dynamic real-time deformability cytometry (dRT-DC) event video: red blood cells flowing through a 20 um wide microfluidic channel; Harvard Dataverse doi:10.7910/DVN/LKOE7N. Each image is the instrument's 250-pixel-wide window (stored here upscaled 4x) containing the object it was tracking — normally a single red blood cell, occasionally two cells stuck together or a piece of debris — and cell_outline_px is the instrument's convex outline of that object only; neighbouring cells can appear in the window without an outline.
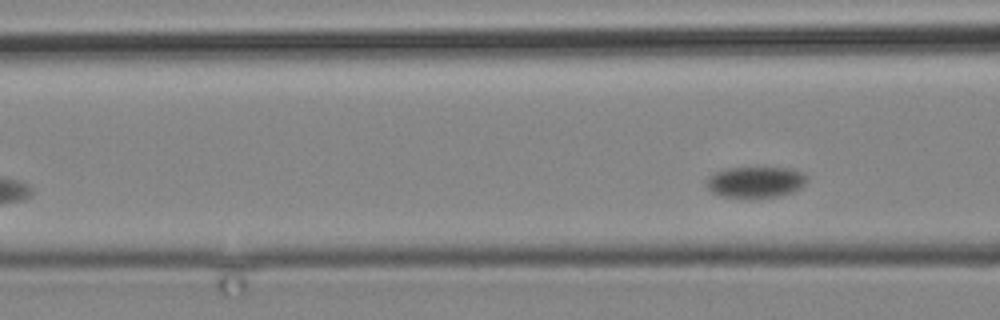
{"species": "common noctule bat (a hibernating species)", "species_latin": "Nyctalus noctula", "temperature_condition": "cold", "stored_images_in_passage": 4, "segment_of_instrument_passage": [2, 2], "camera_frame_rate_fps": 3000, "um_per_image_px": 0.085, "animal": {"sex": "male", "body_mass_g": 19.2, "forearm_length_mm": 51.8}, "frame": {"image": 1, "passage_image": 4, "time_ms": 3.667, "image_size_px": [1000, 320], "cell_outline_px": [[808, 180], [800, 188], [792, 192], [780, 196], [756, 200], [748, 200], [720, 196], [712, 192], [704, 184], [708, 176], [724, 168], [788, 168], [804, 172], [808, 176]], "centroid_in_image_um": [64.2, 15.52], "position_along_channel_um": 102.4, "area_um2": 19.02}}